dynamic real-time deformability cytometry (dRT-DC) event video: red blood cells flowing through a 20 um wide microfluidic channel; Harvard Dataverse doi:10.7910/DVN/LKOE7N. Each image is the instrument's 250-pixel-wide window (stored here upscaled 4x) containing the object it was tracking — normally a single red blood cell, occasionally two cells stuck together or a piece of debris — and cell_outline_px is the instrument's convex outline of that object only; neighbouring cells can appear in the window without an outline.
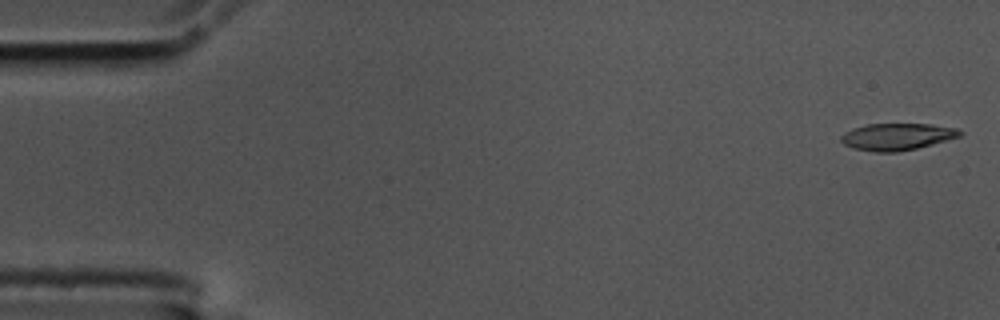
{"species": "common noctule bat (a hibernating species)", "species_latin": "Nyctalus noctula", "temperature_condition": "cold", "stored_images_in_passage": 15, "camera_frame_rate_fps": 3000, "um_per_image_px": 0.085, "animal": {"sex": "male", "body_mass_g": 17.5, "forearm_length_mm": 52.3}, "frame": {"image": 1, "passage_image": 2, "time_ms": 0.333, "image_size_px": [1000, 320], "cell_outline_px": [[964, 132], [960, 136], [932, 144], [916, 148], [896, 152], [876, 152], [852, 148], [844, 144], [840, 140], [840, 136], [844, 132], [852, 128], [868, 124], [932, 124], [956, 128]], "centroid_in_image_um": [76.22, 11.61], "position_along_channel_um": 8.8, "area_um2": 18.61}}